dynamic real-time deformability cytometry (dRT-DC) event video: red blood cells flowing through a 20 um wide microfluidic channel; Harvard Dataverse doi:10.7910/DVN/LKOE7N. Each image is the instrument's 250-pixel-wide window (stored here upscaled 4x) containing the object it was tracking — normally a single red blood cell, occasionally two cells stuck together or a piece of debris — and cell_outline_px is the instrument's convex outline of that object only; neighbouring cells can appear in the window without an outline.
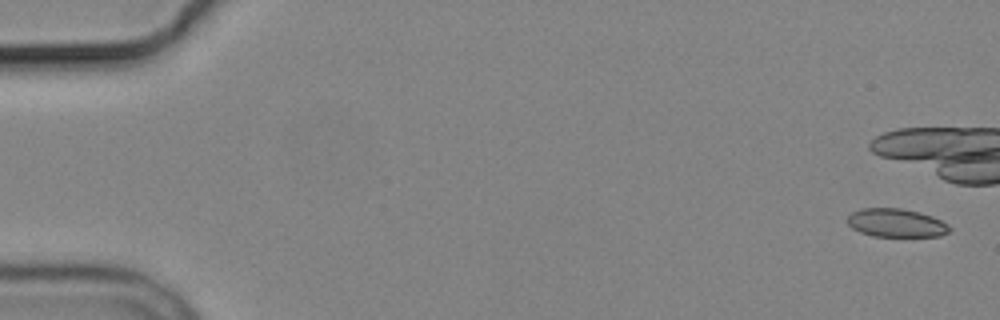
{"species": "common noctule bat (a hibernating species)", "species_latin": "Nyctalus noctula", "temperature_condition": "cold", "stored_images_in_passage": 5, "camera_frame_rate_fps": 3000, "um_per_image_px": 0.085, "animal": {"sex": "male", "body_mass_g": 19.2, "forearm_length_mm": 51.8}, "frame": {"image": 1, "passage_image": 1, "time_ms": 0.0, "image_size_px": [1000, 320], "cell_outline_px": [[952, 228], [948, 232], [940, 236], [872, 236], [860, 232], [852, 228], [848, 224], [848, 216], [852, 212], [860, 208], [900, 208], [920, 212], [932, 216], [948, 224]], "centroid_in_image_um": [76.18, 18.94], "position_along_channel_um": 8.8, "area_um2": 16.94}}